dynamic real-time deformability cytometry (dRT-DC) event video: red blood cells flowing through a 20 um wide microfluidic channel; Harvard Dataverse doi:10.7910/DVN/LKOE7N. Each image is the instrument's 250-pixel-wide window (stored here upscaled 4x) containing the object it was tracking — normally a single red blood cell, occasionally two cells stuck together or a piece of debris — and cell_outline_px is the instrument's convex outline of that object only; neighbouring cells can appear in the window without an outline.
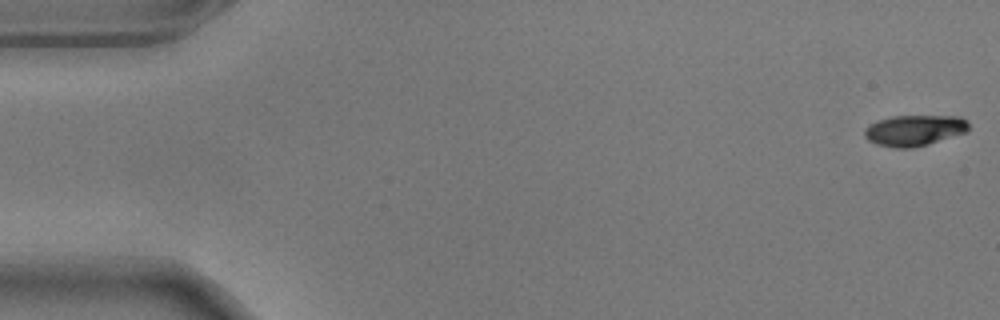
{"species": "common noctule bat (a hibernating species)", "species_latin": "Nyctalus noctula", "temperature_condition": "warm", "stored_images_in_passage": 10, "camera_frame_rate_fps": 3000, "um_per_image_px": 0.085, "animal": {"sex": "male", "body_mass_g": 17.9}, "frame": {"image": 1, "passage_image": 1, "time_ms": 0.0, "image_size_px": [1000, 320], "cell_outline_px": [[968, 132], [928, 144], [912, 148], [896, 148], [876, 144], [868, 140], [864, 136], [864, 128], [868, 124], [892, 116], [960, 116], [968, 120]], "centroid_in_image_um": [77.73, 11.08], "position_along_channel_um": 7.3, "area_um2": 18.9}}